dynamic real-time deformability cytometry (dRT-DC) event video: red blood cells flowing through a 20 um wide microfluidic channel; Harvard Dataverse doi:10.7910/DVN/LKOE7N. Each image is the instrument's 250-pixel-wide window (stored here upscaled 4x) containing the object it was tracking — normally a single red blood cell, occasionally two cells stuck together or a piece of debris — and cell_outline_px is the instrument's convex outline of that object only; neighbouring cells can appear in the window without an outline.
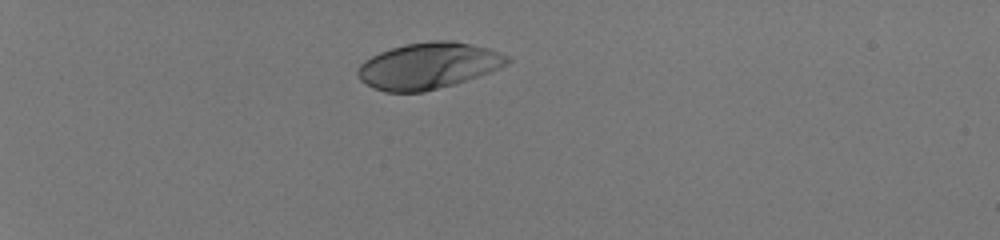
{"species": "human", "species_latin": "Homo sapiens", "temperature_condition": "room temperature", "stored_images_in_passage": 38, "camera_frame_rate_fps": 3000, "um_per_image_px": 0.085, "donor": {"sex": "male"}, "frame": {"image": 1, "passage_image": 1, "time_ms": 0.0, "image_size_px": [1000, 240], "cell_outline_px": [[512, 60], [508, 64], [488, 72], [452, 84], [424, 92], [384, 92], [360, 80], [356, 72], [360, 64], [364, 60], [380, 52], [404, 44], [432, 40], [452, 40], [488, 48], [508, 56]], "centroid_in_image_um": [36.39, 5.58], "position_along_channel_um": 48.6, "area_um2": 39.94}}
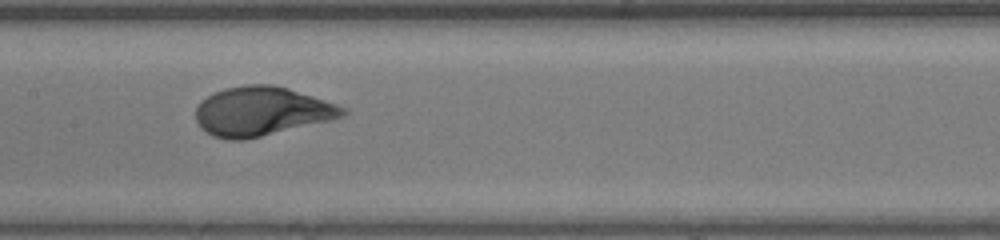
{"frame": {"image": 2, "passage_image": 16, "time_ms": 5.0, "image_size_px": [1000, 240], "cell_outline_px": [[348, 112], [344, 116], [332, 120], [244, 140], [228, 140], [212, 136], [200, 128], [196, 120], [196, 108], [208, 96], [224, 88], [248, 84], [272, 84], [288, 88], [348, 108]], "centroid_in_image_um": [22.25, 9.47], "position_along_channel_um": 185.2, "area_um2": 41.96}}
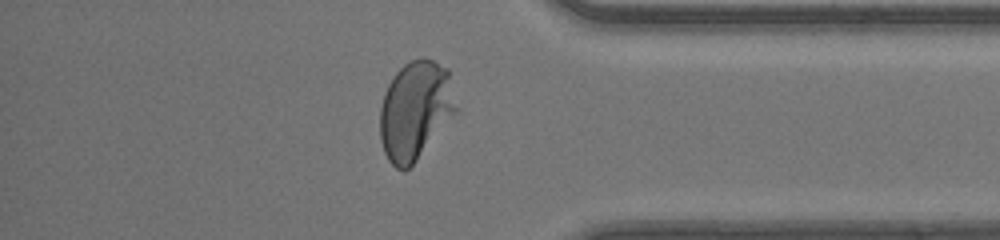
{"frame": {"image": 3, "passage_image": 32, "time_ms": 10.333, "image_size_px": [1000, 240], "cell_outline_px": [[460, 108], [416, 160], [404, 172], [396, 168], [388, 160], [384, 152], [380, 140], [380, 108], [384, 92], [392, 76], [404, 64], [420, 56], [424, 56], [448, 68]], "centroid_in_image_um": [35.32, 9.34], "position_along_channel_um": 399.9, "area_um2": 44.27}, "authors_computed_cell_mechanics": {"area_um2": 41.4137, "velocity_mm_per_s": 4.1296, "shape_relaxation_time_tau1_ms": 2.2158, "shape_relaxation_time_tau2_ms": null, "deformation_change_tau1": 0.1883, "deformation_change_tau2": null}}